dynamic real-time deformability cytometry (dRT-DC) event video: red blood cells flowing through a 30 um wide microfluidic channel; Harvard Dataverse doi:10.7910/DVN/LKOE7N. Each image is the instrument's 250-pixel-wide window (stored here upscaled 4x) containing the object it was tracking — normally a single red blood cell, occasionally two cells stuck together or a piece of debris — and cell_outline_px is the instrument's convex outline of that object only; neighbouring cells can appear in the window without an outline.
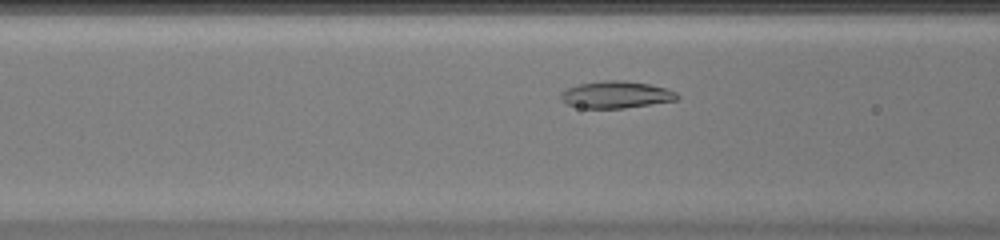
{"species": "common noctule bat (a hibernating species)", "species_latin": "Nyctalus noctula", "temperature_condition": "warm", "stored_images_in_passage": 41, "camera_frame_rate_fps": 3000, "um_per_image_px": 0.085, "animal": {"sex": "female", "body_mass_g": 20.0, "forearm_length_mm": 54.0}, "frame": {"image": 1, "passage_image": 11, "time_ms": 3.333, "image_size_px": [1000, 240], "cell_outline_px": [[680, 96], [676, 100], [624, 108], [580, 108], [568, 104], [560, 100], [560, 92], [568, 88], [580, 84], [604, 80], [624, 80], [648, 84], [664, 88], [676, 92]], "centroid_in_image_um": [52.33, 8.05], "position_along_channel_um": 114.3, "area_um2": 18.21}}
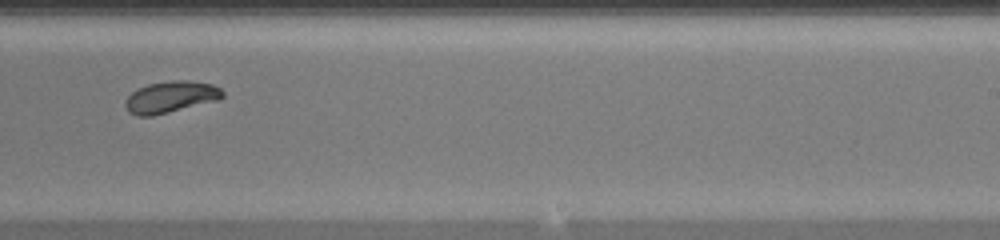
{"frame": {"image": 2, "passage_image": 23, "time_ms": 7.333, "image_size_px": [1000, 240], "cell_outline_px": [[224, 96], [220, 100], [152, 116], [136, 116], [128, 112], [124, 104], [124, 100], [136, 88], [148, 84], [172, 80], [188, 80], [212, 84], [220, 88], [224, 92]], "centroid_in_image_um": [14.5, 8.24], "position_along_channel_um": 274.5, "area_um2": 18.15}}
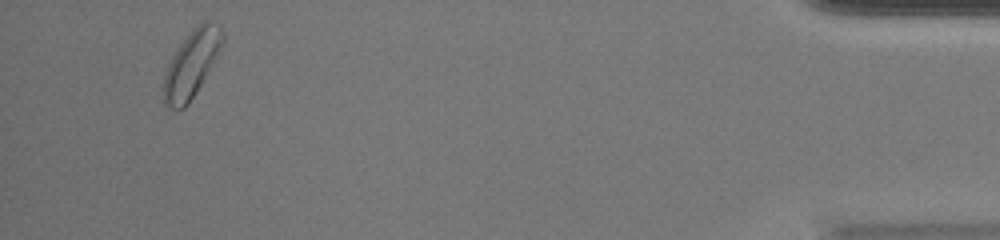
{"frame": {"image": 3, "passage_image": 39, "time_ms": 12.667, "image_size_px": [1000, 240], "cell_outline_px": [[224, 40], [216, 56], [200, 84], [188, 104], [184, 108], [172, 108], [164, 104], [164, 76], [168, 64], [172, 56], [180, 44], [196, 24], [204, 20], [208, 20], [220, 24], [224, 32]], "centroid_in_image_um": [16.29, 5.36], "position_along_channel_um": 418.9, "area_um2": 22.43}, "authors_computed_cell_mechanics": {"area_um2": 18.207, "velocity_mm_per_s": 4.0169, "shape_relaxation_time_tau1_ms": 3.4607, "shape_relaxation_time_tau2_ms": null, "deformation_change_tau1": 0.1543, "deformation_change_tau2": null}}